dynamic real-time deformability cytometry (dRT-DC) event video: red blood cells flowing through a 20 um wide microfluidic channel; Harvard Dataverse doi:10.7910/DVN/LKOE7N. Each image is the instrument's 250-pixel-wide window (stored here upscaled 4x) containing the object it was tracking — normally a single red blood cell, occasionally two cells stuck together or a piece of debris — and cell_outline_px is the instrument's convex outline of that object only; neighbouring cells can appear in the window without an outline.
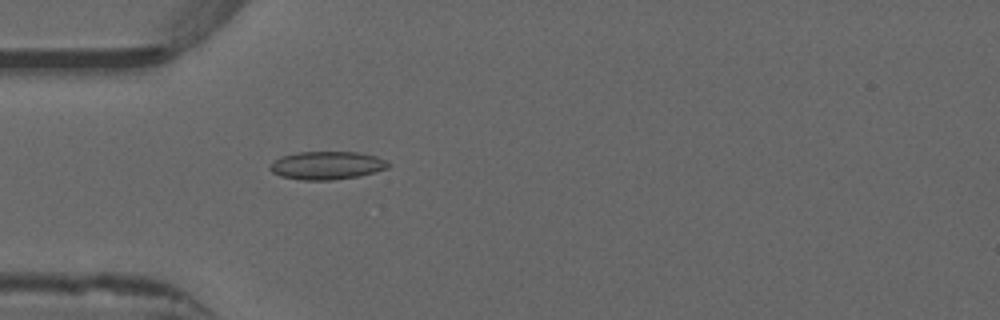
{"species": "common noctule bat (a hibernating species)", "species_latin": "Nyctalus noctula", "temperature_condition": "warm", "stored_images_in_passage": 40, "camera_frame_rate_fps": 3000, "um_per_image_px": 0.085, "animal": {"sex": "male", "forearm_length_mm": 52.5}, "frame": {"image": 1, "passage_image": 4, "time_ms": 1.0, "image_size_px": [1000, 320], "cell_outline_px": [[392, 164], [388, 168], [360, 176], [332, 180], [300, 180], [280, 176], [272, 172], [268, 168], [272, 160], [280, 156], [296, 152], [356, 152], [376, 156], [388, 160]], "centroid_in_image_um": [27.77, 14.06], "position_along_channel_um": 57.2, "area_um2": 19.71}}
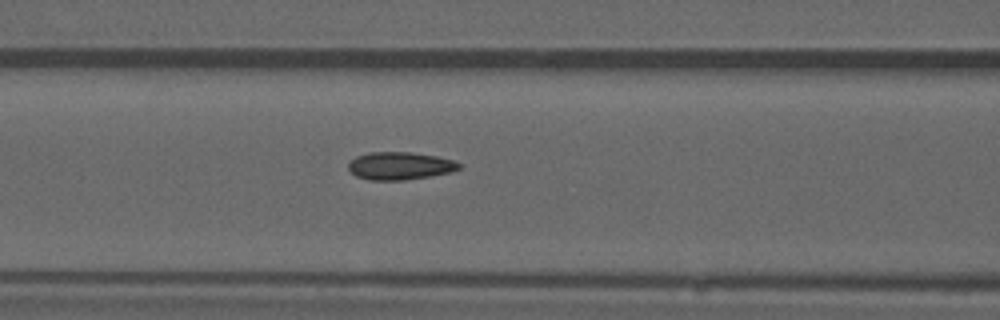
{"frame": {"image": 2, "passage_image": 10, "time_ms": 3.0, "image_size_px": [1000, 320], "cell_outline_px": [[460, 168], [452, 172], [432, 176], [404, 180], [368, 180], [356, 176], [348, 168], [348, 164], [356, 156], [368, 152], [412, 152], [436, 156], [452, 160], [460, 164]], "centroid_in_image_um": [33.99, 14.1], "position_along_channel_um": 132.6, "area_um2": 17.92}}
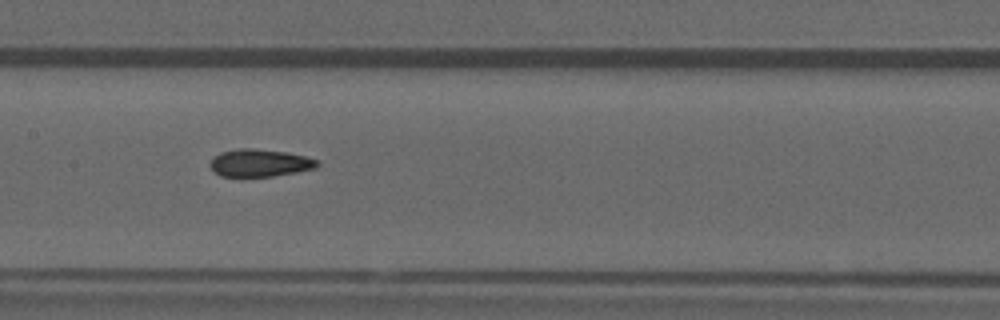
{"frame": {"image": 3, "passage_image": 14, "time_ms": 4.333, "image_size_px": [1000, 320], "cell_outline_px": [[320, 164], [316, 168], [296, 172], [272, 176], [220, 176], [208, 164], [212, 156], [220, 152], [240, 148], [252, 148], [288, 152], [320, 160]], "centroid_in_image_um": [22.08, 13.83], "position_along_channel_um": 185.3, "area_um2": 17.28}, "authors_computed_cell_mechanics": {"area_um2": 17.1955, "velocity_mm_per_s": 3.9532, "shape_relaxation_time_tau1_ms": null, "shape_relaxation_time_tau2_ms": 1.8378, "deformation_change_tau1": null, "deformation_change_tau2": 0.0834}}